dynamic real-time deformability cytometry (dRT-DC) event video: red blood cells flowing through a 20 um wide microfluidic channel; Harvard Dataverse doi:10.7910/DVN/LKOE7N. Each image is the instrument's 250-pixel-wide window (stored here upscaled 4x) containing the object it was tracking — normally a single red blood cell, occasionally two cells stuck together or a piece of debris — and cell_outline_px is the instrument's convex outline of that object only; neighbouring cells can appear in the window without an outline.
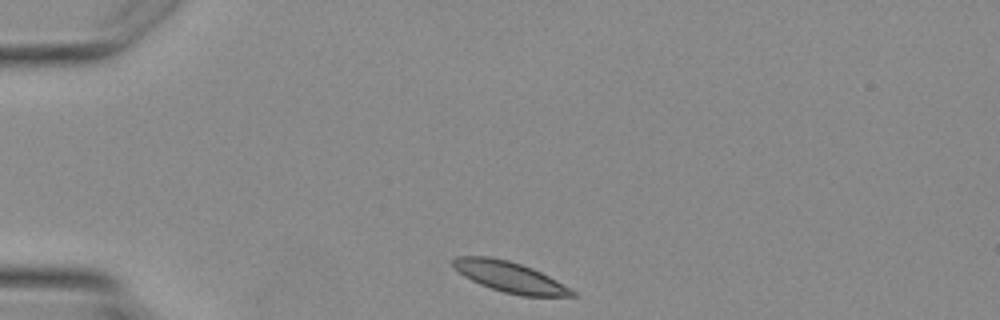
{"species": "Egyptian fruit bat (a non-hibernating species)", "species_latin": "Rousettus aegyptiacus", "temperature_condition": "warm", "stored_images_in_passage": 2, "camera_frame_rate_fps": 3000, "um_per_image_px": 0.085, "animal": {"sex": "female"}, "frame": {"image": 1, "passage_image": 1, "time_ms": 0.0, "image_size_px": [1000, 320], "cell_outline_px": [[576, 296], [520, 296], [504, 292], [480, 284], [464, 276], [452, 264], [452, 260], [456, 256], [488, 256], [508, 260], [532, 268], [556, 280], [576, 292]], "centroid_in_image_um": [43.33, 23.54], "position_along_channel_um": 41.7, "area_um2": 20.92}}